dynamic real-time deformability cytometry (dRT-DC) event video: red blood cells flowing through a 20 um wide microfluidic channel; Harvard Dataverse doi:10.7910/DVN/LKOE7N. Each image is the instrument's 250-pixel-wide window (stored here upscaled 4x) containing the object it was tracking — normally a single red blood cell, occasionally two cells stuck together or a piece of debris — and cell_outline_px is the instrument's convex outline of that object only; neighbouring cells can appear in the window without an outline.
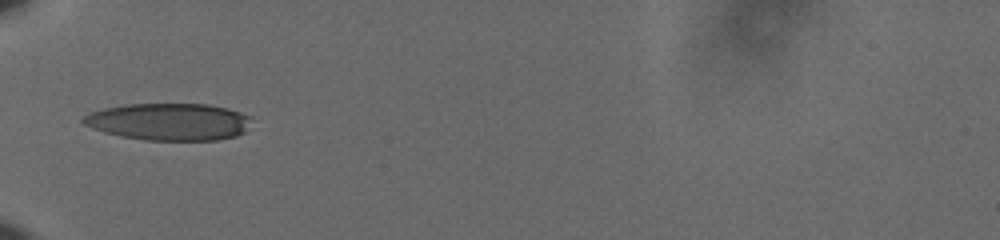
{"species": "human", "species_latin": "Homo sapiens", "temperature_condition": "cold", "stored_images_in_passage": 35, "camera_frame_rate_fps": 3000, "um_per_image_px": 0.085, "donor": {"sex": "male"}, "frame": {"image": 1, "passage_image": 1, "time_ms": 0.0, "image_size_px": [1000, 240], "cell_outline_px": [[252, 116], [244, 132], [236, 136], [216, 140], [144, 140], [120, 136], [104, 132], [92, 128], [84, 124], [80, 120], [84, 116], [92, 112], [104, 108], [128, 104], [208, 104], [228, 108]], "centroid_in_image_um": [14.37, 10.35], "position_along_channel_um": 70.6, "area_um2": 36.41}}
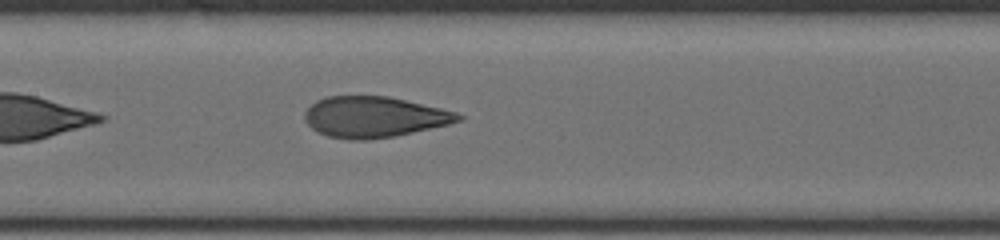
{"frame": {"image": 2, "passage_image": 10, "time_ms": 3.0, "image_size_px": [1000, 240], "cell_outline_px": [[464, 120], [448, 124], [396, 136], [368, 140], [348, 140], [328, 136], [316, 132], [304, 120], [304, 112], [316, 100], [328, 96], [388, 96], [440, 108], [456, 112], [464, 116]], "centroid_in_image_um": [31.78, 9.95], "position_along_channel_um": 175.6, "area_um2": 36.65}}
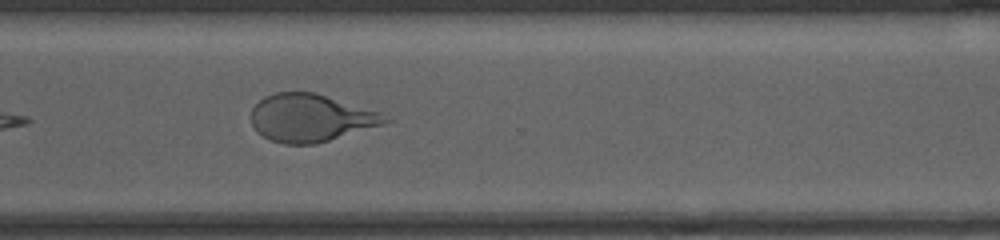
{"frame": {"image": 3, "passage_image": 24, "time_ms": 7.667, "image_size_px": [1000, 240], "cell_outline_px": [[392, 120], [380, 124], [316, 144], [284, 144], [272, 140], [264, 136], [252, 124], [252, 108], [264, 96], [276, 92], [312, 92], [380, 112]], "centroid_in_image_um": [26.37, 10.01], "position_along_channel_um": 344.2, "area_um2": 36.3}, "authors_computed_cell_mechanics": {"area_um2": 37.1076, "velocity_mm_per_s": 3.6291, "shape_relaxation_time_tau1_ms": 4.6217, "shape_relaxation_time_tau2_ms": 0.8913, "deformation_change_tau1": 0.1817, "deformation_change_tau2": 0.0865}}